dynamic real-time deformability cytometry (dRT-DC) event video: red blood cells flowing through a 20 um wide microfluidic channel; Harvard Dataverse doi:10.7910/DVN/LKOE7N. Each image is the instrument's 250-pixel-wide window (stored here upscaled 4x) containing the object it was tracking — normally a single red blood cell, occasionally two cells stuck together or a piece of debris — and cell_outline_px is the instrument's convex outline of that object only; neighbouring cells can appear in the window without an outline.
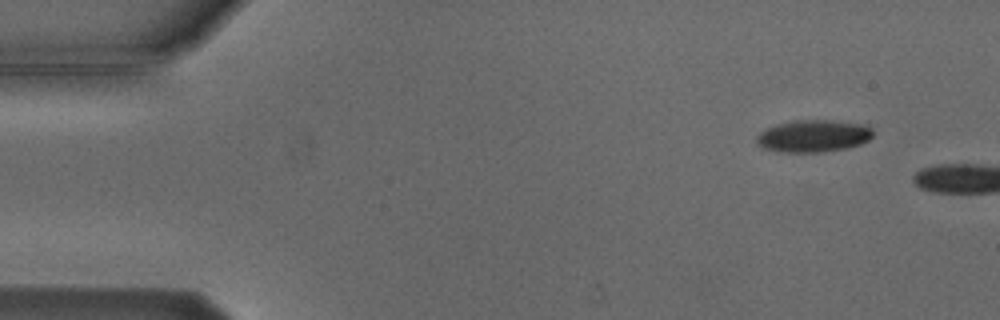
{"species": "Egyptian fruit bat (a non-hibernating species)", "species_latin": "Rousettus aegyptiacus", "temperature_condition": "cold", "stored_images_in_passage": 4, "camera_frame_rate_fps": 3000, "um_per_image_px": 0.085, "animal": {"sex": "male"}, "frame": {"image": 1, "passage_image": 1, "time_ms": 0.0, "image_size_px": [1000, 320], "cell_outline_px": [[872, 136], [868, 140], [860, 144], [848, 148], [824, 152], [776, 152], [764, 148], [756, 144], [756, 136], [760, 132], [776, 124], [792, 120], [828, 120], [868, 124], [872, 128]], "centroid_in_image_um": [69.14, 11.56], "position_along_channel_um": 15.9, "area_um2": 22.14}}